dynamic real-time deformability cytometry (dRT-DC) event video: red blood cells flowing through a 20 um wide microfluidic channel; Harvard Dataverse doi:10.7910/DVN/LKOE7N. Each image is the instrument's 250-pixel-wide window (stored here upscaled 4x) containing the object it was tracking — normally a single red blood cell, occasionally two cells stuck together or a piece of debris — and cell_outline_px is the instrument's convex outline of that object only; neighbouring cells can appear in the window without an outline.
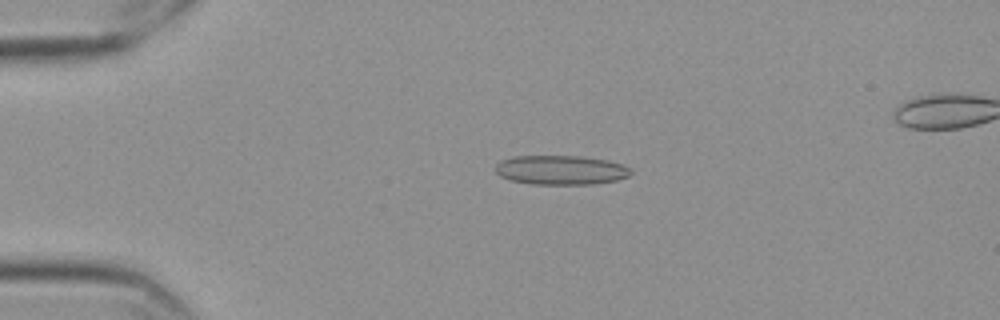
{"species": "Egyptian fruit bat (a non-hibernating species)", "species_latin": "Rousettus aegyptiacus", "temperature_condition": "cold", "stored_images_in_passage": 57, "segment_of_instrument_passage": [1, 2], "camera_frame_rate_fps": 3000, "um_per_image_px": 0.085, "frame": {"image": 1, "passage_image": 12, "time_ms": 3.667, "image_size_px": [1000, 320], "cell_outline_px": [[632, 172], [628, 176], [616, 180], [592, 184], [532, 184], [512, 180], [500, 176], [496, 172], [496, 164], [500, 160], [512, 156], [580, 156], [608, 160], [620, 164], [628, 168]], "centroid_in_image_um": [47.64, 14.44], "position_along_channel_um": 37.4, "area_um2": 23.0}}
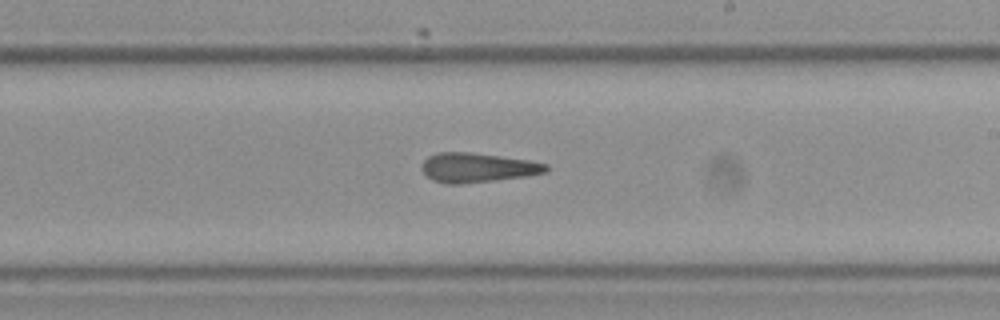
{"frame": {"image": 2, "passage_image": 33, "time_ms": 10.667, "image_size_px": [1000, 320], "cell_outline_px": [[548, 172], [528, 176], [460, 184], [448, 184], [432, 180], [420, 168], [424, 160], [428, 156], [440, 152], [468, 152], [500, 156], [528, 160], [548, 164]], "centroid_in_image_um": [40.59, 14.25], "position_along_channel_um": 248.4, "area_um2": 21.27}}
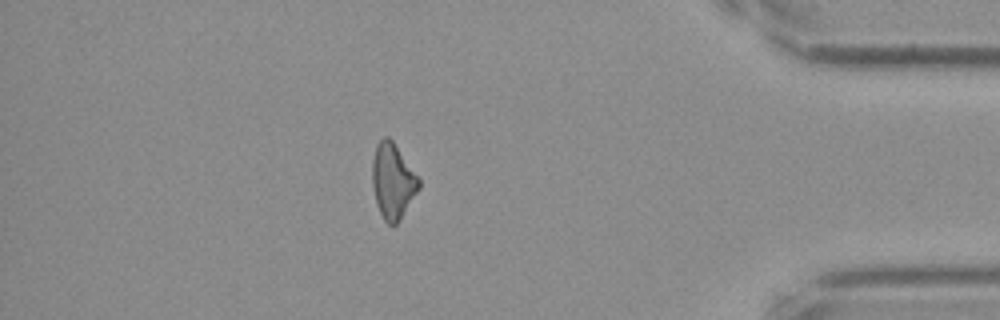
{"frame": {"image": 3, "passage_image": 49, "time_ms": 16.0, "image_size_px": [1000, 320], "cell_outline_px": [[420, 188], [396, 224], [392, 228], [384, 220], [380, 212], [376, 200], [372, 184], [372, 160], [376, 144], [384, 136], [388, 136], [392, 140], [420, 176]], "centroid_in_image_um": [33.4, 15.36], "position_along_channel_um": 401.8, "area_um2": 20.58}}